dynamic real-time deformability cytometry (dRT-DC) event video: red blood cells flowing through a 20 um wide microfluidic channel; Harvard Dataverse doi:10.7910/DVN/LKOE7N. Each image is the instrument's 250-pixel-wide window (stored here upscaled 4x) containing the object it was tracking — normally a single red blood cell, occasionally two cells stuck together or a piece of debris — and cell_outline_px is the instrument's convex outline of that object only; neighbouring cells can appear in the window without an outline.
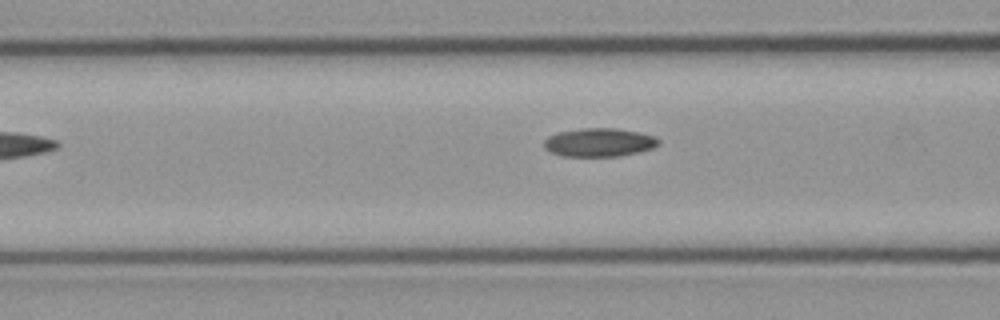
{"species": "common noctule bat (a hibernating species)", "species_latin": "Nyctalus noctula", "temperature_condition": "cold", "stored_images_in_passage": 5, "camera_frame_rate_fps": 3000, "um_per_image_px": 0.085, "animal": {"sex": "male", "body_mass_g": 23.1, "forearm_length_mm": 52.7}, "frame": {"image": 1, "passage_image": 5, "time_ms": 1.333, "image_size_px": [1000, 320], "cell_outline_px": [[660, 144], [652, 148], [640, 152], [620, 156], [564, 156], [552, 152], [544, 148], [544, 140], [548, 136], [556, 132], [580, 128], [616, 128], [640, 132], [656, 136], [660, 140]], "centroid_in_image_um": [50.95, 12.09], "position_along_channel_um": 115.6, "area_um2": 19.25}}